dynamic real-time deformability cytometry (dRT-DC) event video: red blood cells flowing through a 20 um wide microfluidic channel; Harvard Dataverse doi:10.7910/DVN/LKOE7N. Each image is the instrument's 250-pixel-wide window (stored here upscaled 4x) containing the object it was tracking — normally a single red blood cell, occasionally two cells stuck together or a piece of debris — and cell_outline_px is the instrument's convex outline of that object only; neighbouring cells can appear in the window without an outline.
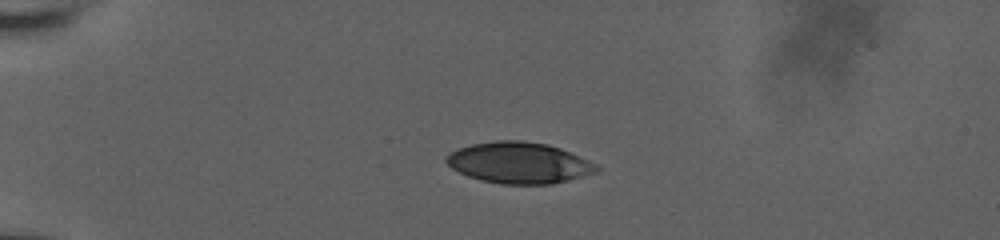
{"species": "human", "species_latin": "Homo sapiens", "temperature_condition": "room temperature", "stored_images_in_passage": 43, "camera_frame_rate_fps": 3000, "um_per_image_px": 0.085, "donor": {"sex": "male"}, "frame": {"image": 1, "passage_image": 1, "time_ms": 0.0, "image_size_px": [1000, 240], "cell_outline_px": [[600, 172], [552, 184], [500, 184], [480, 180], [468, 176], [452, 168], [444, 160], [444, 156], [460, 148], [472, 144], [496, 140], [524, 140], [548, 144], [560, 148], [588, 160], [596, 164], [600, 168]], "centroid_in_image_um": [44.13, 13.84], "position_along_channel_um": 40.9, "area_um2": 36.18}}
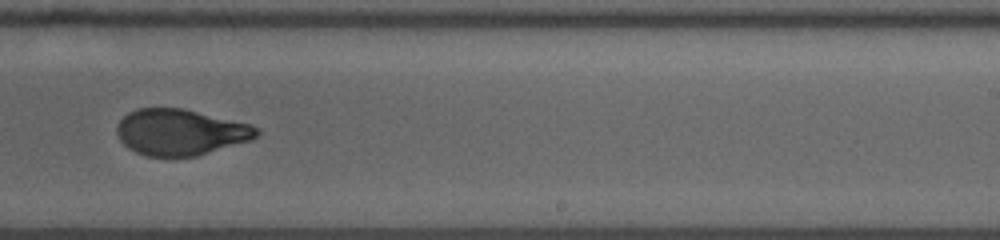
{"frame": {"image": 2, "passage_image": 24, "time_ms": 7.667, "image_size_px": [1000, 240], "cell_outline_px": [[260, 136], [252, 140], [196, 156], [144, 156], [128, 148], [120, 140], [116, 132], [116, 128], [120, 120], [128, 112], [136, 108], [184, 108], [252, 124], [260, 128]], "centroid_in_image_um": [15.37, 11.22], "position_along_channel_um": 273.6, "area_um2": 37.92}}
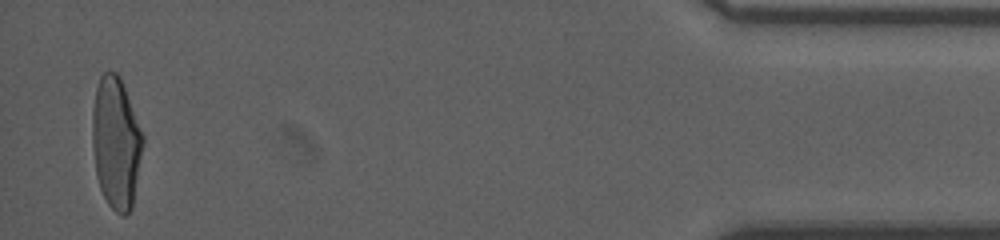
{"frame": {"image": 3, "passage_image": 42, "time_ms": 13.667, "image_size_px": [1000, 240], "cell_outline_px": [[144, 140], [132, 208], [124, 216], [120, 216], [108, 204], [100, 188], [96, 176], [92, 144], [92, 108], [96, 88], [100, 76], [104, 72], [116, 72], [120, 76], [144, 136]], "centroid_in_image_um": [9.85, 12.14], "position_along_channel_um": 425.3, "area_um2": 38.9}, "authors_computed_cell_mechanics": {"area_um2": 38.5526, "velocity_mm_per_s": 3.7515, "shape_relaxation_time_tau1_ms": 5.8634, "shape_relaxation_time_tau2_ms": 1.294, "deformation_change_tau1": 0.2169, "deformation_change_tau2": 0.0744}}